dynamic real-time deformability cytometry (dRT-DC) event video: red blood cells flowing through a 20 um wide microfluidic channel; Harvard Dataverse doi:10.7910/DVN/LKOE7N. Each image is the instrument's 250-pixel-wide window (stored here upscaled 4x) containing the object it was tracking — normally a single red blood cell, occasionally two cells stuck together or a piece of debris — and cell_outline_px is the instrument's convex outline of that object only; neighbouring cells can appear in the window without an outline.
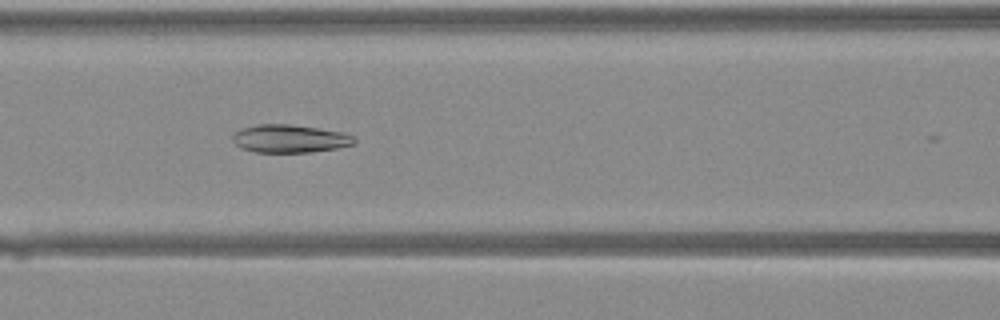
{"species": "Egyptian fruit bat (a non-hibernating species)", "species_latin": "Rousettus aegyptiacus", "temperature_condition": "warm", "stored_images_in_passage": 29, "camera_frame_rate_fps": 3000, "um_per_image_px": 0.085, "animal": {"sex": "female"}, "frame": {"image": 1, "passage_image": 9, "time_ms": 2.667, "image_size_px": [1000, 320], "cell_outline_px": [[356, 144], [336, 148], [308, 152], [256, 152], [240, 148], [232, 140], [232, 136], [236, 132], [244, 128], [256, 124], [288, 124], [320, 128], [344, 132], [352, 136], [356, 140]], "centroid_in_image_um": [24.65, 11.78], "position_along_channel_um": 142.0, "area_um2": 19.83}}
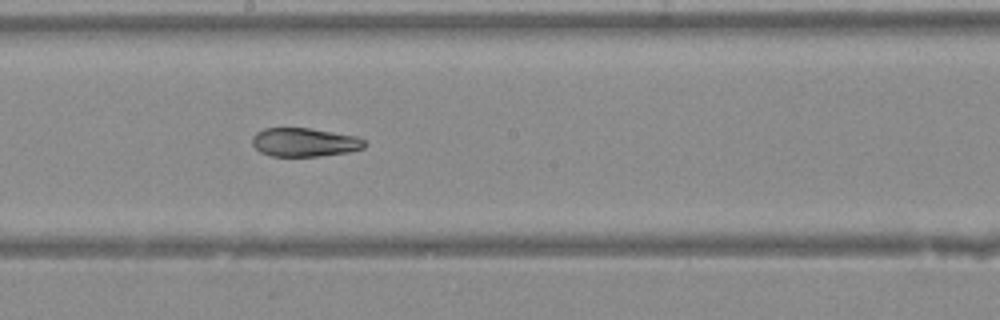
{"frame": {"image": 2, "passage_image": 14, "time_ms": 4.333, "image_size_px": [1000, 320], "cell_outline_px": [[368, 144], [364, 148], [348, 152], [320, 156], [272, 156], [260, 152], [252, 144], [252, 136], [256, 132], [264, 128], [308, 128], [356, 136], [364, 140]], "centroid_in_image_um": [25.88, 12.09], "position_along_channel_um": 222.3, "area_um2": 18.79}}
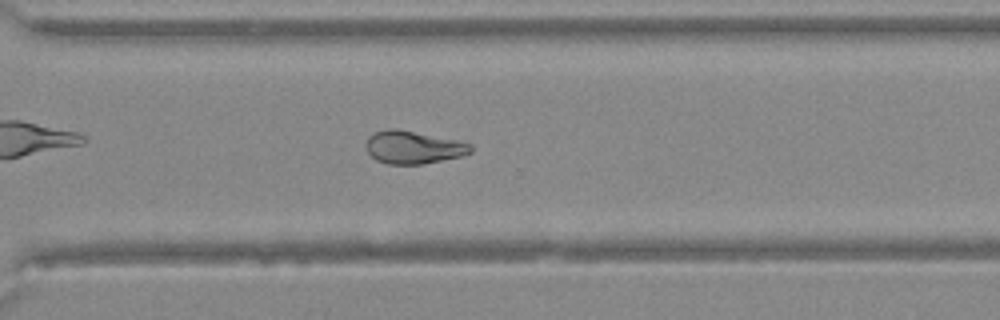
{"frame": {"image": 3, "passage_image": 21, "time_ms": 6.667, "image_size_px": [1000, 320], "cell_outline_px": [[472, 152], [460, 156], [424, 164], [388, 164], [376, 160], [368, 152], [364, 144], [368, 136], [376, 132], [388, 128], [396, 128], [456, 140], [472, 144]], "centroid_in_image_um": [35.1, 12.52], "position_along_channel_um": 335.5, "area_um2": 20.0}}